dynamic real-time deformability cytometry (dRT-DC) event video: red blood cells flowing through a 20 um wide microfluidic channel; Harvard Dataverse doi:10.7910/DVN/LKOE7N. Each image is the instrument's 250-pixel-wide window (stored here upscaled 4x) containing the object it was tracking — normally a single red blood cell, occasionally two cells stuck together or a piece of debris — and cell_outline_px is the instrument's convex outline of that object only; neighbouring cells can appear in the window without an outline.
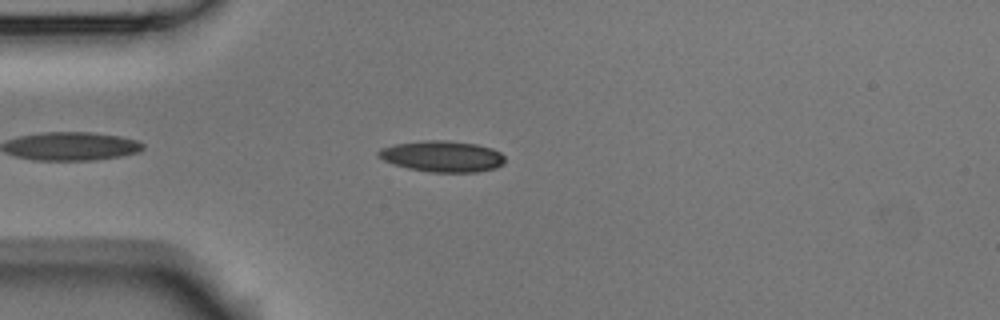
{"species": "Egyptian fruit bat (a non-hibernating species)", "species_latin": "Rousettus aegyptiacus", "temperature_condition": "room temperature", "stored_images_in_passage": 3, "camera_frame_rate_fps": 3000, "um_per_image_px": 0.085, "animal": {"sex": "male"}, "frame": {"image": 1, "passage_image": 3, "time_ms": 0.667, "image_size_px": [1000, 320], "cell_outline_px": [[504, 164], [496, 168], [476, 172], [432, 172], [408, 168], [392, 164], [376, 156], [376, 152], [380, 148], [392, 144], [424, 140], [448, 140], [476, 144], [492, 148], [500, 152], [504, 156]], "centroid_in_image_um": [37.56, 13.28], "position_along_channel_um": 47.4, "area_um2": 23.18}}